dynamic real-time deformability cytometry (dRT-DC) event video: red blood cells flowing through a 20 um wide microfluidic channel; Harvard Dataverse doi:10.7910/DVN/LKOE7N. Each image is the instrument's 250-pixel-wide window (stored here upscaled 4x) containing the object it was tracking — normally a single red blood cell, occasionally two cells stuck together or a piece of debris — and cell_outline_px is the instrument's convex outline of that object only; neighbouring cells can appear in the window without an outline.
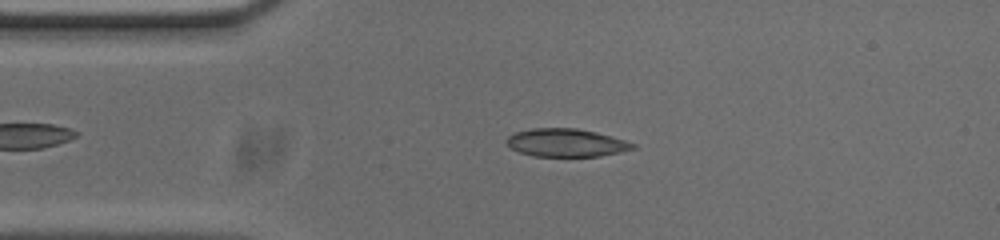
{"species": "common noctule bat (a hibernating species)", "species_latin": "Nyctalus noctula", "temperature_condition": "cold", "stored_images_in_passage": 45, "camera_frame_rate_fps": 3000, "um_per_image_px": 0.085, "animal": {"sex": "male", "body_mass_g": 20.0, "forearm_length_mm": 53.3}, "frame": {"image": 1, "passage_image": 10, "time_ms": 3.0, "image_size_px": [1000, 240], "cell_outline_px": [[636, 148], [620, 152], [600, 156], [532, 156], [520, 152], [512, 148], [504, 140], [508, 136], [516, 132], [532, 128], [576, 128], [596, 132], [624, 140], [636, 144]], "centroid_in_image_um": [48.12, 12.13], "position_along_channel_um": 36.9, "area_um2": 20.52}}
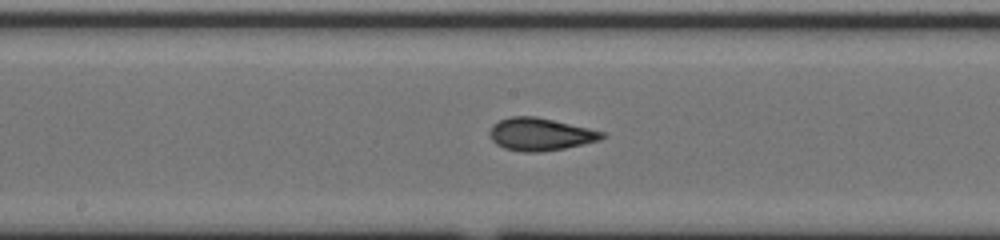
{"frame": {"image": 2, "passage_image": 25, "time_ms": 8.0, "image_size_px": [1000, 240], "cell_outline_px": [[608, 136], [600, 140], [564, 148], [536, 152], [524, 152], [504, 148], [496, 144], [492, 140], [488, 132], [492, 124], [500, 120], [512, 116], [536, 116], [588, 128], [604, 132]], "centroid_in_image_um": [45.91, 11.41], "position_along_channel_um": 202.3, "area_um2": 21.27}}
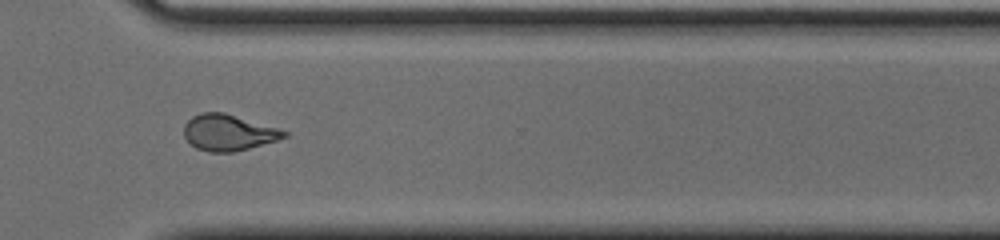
{"frame": {"image": 3, "passage_image": 37, "time_ms": 12.0, "image_size_px": [1000, 240], "cell_outline_px": [[288, 136], [276, 140], [248, 148], [232, 152], [208, 152], [196, 148], [184, 136], [184, 124], [192, 116], [200, 112], [224, 112], [276, 128], [288, 132]], "centroid_in_image_um": [19.37, 11.26], "position_along_channel_um": 351.2, "area_um2": 20.81}, "authors_computed_cell_mechanics": {"area_um2": 20.808, "velocity_mm_per_s": 3.7225, "shape_relaxation_time_tau1_ms": null, "shape_relaxation_time_tau2_ms": 1.4599, "deformation_change_tau1": null, "deformation_change_tau2": 0.0747}}